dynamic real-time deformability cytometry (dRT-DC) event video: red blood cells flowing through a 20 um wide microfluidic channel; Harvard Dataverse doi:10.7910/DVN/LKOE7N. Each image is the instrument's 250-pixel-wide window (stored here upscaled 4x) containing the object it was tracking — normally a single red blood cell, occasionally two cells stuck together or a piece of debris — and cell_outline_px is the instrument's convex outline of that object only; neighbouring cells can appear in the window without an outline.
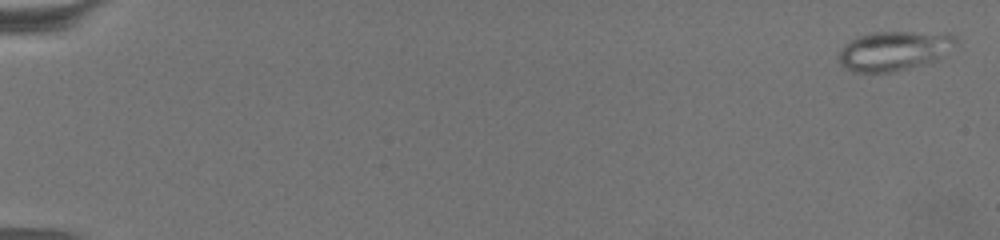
{"species": "common noctule bat (a hibernating species)", "species_latin": "Nyctalus noctula", "temperature_condition": "warm", "stored_images_in_passage": 70, "camera_frame_rate_fps": 3000, "um_per_image_px": 0.085, "animal": {"sex": "female", "body_mass_g": 19.5, "forearm_length_mm": 54.1}, "frame": {"image": 1, "passage_image": 2, "time_ms": 0.333, "image_size_px": [1000, 240], "cell_outline_px": [[956, 44], [936, 60], [892, 72], [852, 72], [844, 68], [840, 64], [836, 56], [856, 36], [872, 32], [948, 32], [956, 36]], "centroid_in_image_um": [75.99, 4.3], "position_along_channel_um": 9.0, "area_um2": 26.88}}
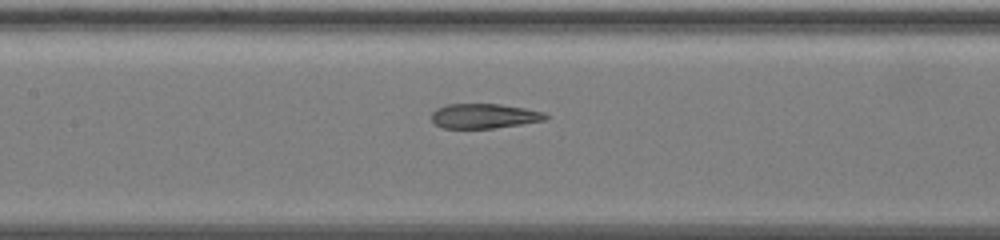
{"frame": {"image": 2, "passage_image": 36, "time_ms": 11.667, "image_size_px": [1000, 240], "cell_outline_px": [[548, 120], [492, 128], [444, 128], [436, 124], [432, 120], [432, 112], [436, 108], [444, 104], [500, 104], [524, 108], [544, 112], [548, 116]], "centroid_in_image_um": [41.15, 9.85], "position_along_channel_um": 166.3, "area_um2": 16.42}}
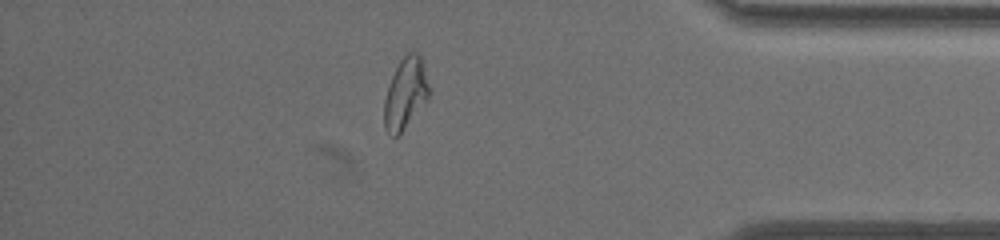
{"frame": {"image": 3, "passage_image": 61, "time_ms": 20.0, "image_size_px": [1000, 240], "cell_outline_px": [[428, 100], [400, 132], [396, 136], [392, 136], [384, 128], [384, 100], [392, 76], [400, 60], [408, 52], [416, 52], [420, 56], [428, 84]], "centroid_in_image_um": [34.44, 7.95], "position_along_channel_um": 400.8, "area_um2": 18.03}, "authors_computed_cell_mechanics": {"area_um2": 19.7676, "velocity_mm_per_s": 3.1195, "shape_relaxation_time_tau1_ms": null, "shape_relaxation_time_tau2_ms": 2.2856, "deformation_change_tau1": null, "deformation_change_tau2": 0.06}}